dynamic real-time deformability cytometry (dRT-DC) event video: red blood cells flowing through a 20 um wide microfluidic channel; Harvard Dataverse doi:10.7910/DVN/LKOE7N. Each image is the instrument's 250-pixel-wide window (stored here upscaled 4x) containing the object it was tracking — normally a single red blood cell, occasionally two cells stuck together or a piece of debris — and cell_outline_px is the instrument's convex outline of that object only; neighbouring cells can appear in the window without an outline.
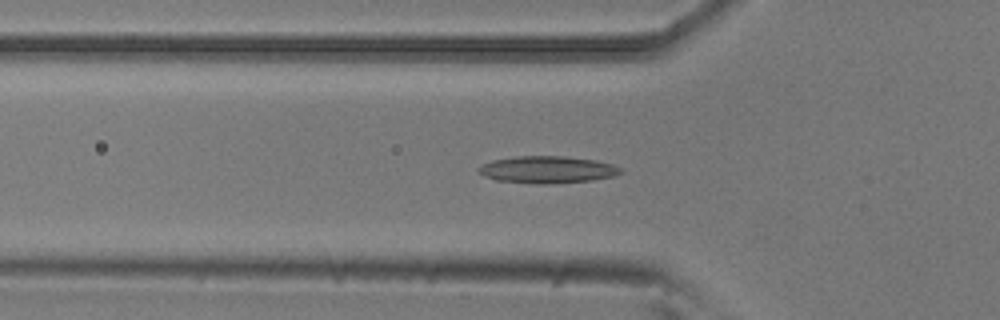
{"species": "common noctule bat (a hibernating species)", "species_latin": "Nyctalus noctula", "temperature_condition": "room temperature", "stored_images_in_passage": 47, "camera_frame_rate_fps": 3000, "um_per_image_px": 0.085, "animal": {"sex": "male", "body_mass_g": 20.5, "forearm_length_mm": 52.5}, "frame": {"image": 1, "passage_image": 10, "time_ms": 3.0, "image_size_px": [1000, 320], "cell_outline_px": [[624, 172], [616, 176], [592, 180], [552, 184], [540, 184], [496, 180], [484, 176], [476, 168], [492, 160], [516, 156], [560, 156], [596, 160], [612, 164], [624, 168]], "centroid_in_image_um": [46.58, 14.42], "position_along_channel_um": 79.2, "area_um2": 22.54}}
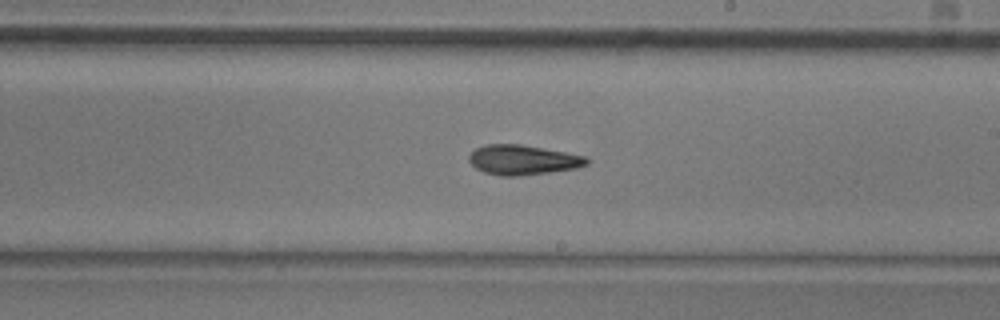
{"frame": {"image": 2, "passage_image": 23, "time_ms": 7.333, "image_size_px": [1000, 320], "cell_outline_px": [[588, 164], [576, 168], [552, 172], [520, 176], [500, 176], [484, 172], [476, 168], [468, 160], [468, 156], [476, 148], [484, 144], [520, 144], [544, 148], [584, 156], [588, 160]], "centroid_in_image_um": [44.41, 13.59], "position_along_channel_um": 244.6, "area_um2": 20.46}}
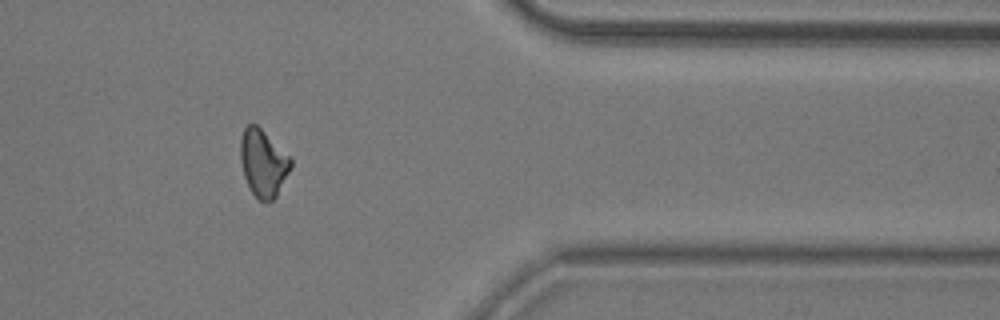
{"frame": {"image": 3, "passage_image": 36, "time_ms": 11.667, "image_size_px": [1000, 320], "cell_outline_px": [[292, 168], [276, 196], [272, 200], [260, 200], [252, 192], [244, 176], [240, 160], [240, 140], [244, 128], [248, 124], [256, 124], [292, 156]], "centroid_in_image_um": [22.4, 13.82], "position_along_channel_um": 389.0, "area_um2": 19.83}, "authors_computed_cell_mechanics": {"area_um2": 19.9988, "velocity_mm_per_s": 3.7966, "shape_relaxation_time_tau1_ms": 8.6364, "shape_relaxation_time_tau2_ms": 8.3094, "deformation_change_tau1": 0.2148, "deformation_change_tau2": 0.1809}}